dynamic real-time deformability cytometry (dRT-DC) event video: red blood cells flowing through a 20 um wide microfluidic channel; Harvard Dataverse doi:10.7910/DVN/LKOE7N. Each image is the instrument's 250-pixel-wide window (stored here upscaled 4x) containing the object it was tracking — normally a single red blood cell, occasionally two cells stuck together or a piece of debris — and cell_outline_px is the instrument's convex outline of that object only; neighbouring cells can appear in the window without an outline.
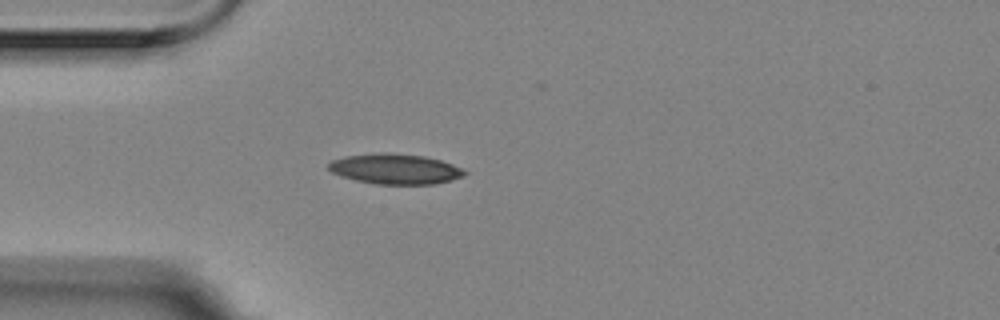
{"species": "Egyptian fruit bat (a non-hibernating species)", "species_latin": "Rousettus aegyptiacus", "temperature_condition": "room temperature", "stored_images_in_passage": 42, "camera_frame_rate_fps": 3000, "um_per_image_px": 0.085, "animal": {"sex": "female"}, "frame": {"image": 1, "passage_image": 1, "time_ms": 0.0, "image_size_px": [1000, 320], "cell_outline_px": [[468, 172], [464, 176], [432, 184], [376, 184], [356, 180], [340, 176], [332, 172], [328, 168], [328, 164], [332, 160], [344, 156], [376, 152], [388, 152], [424, 156], [440, 160], [452, 164]], "centroid_in_image_um": [33.55, 14.35], "position_along_channel_um": 51.5, "area_um2": 23.99}}
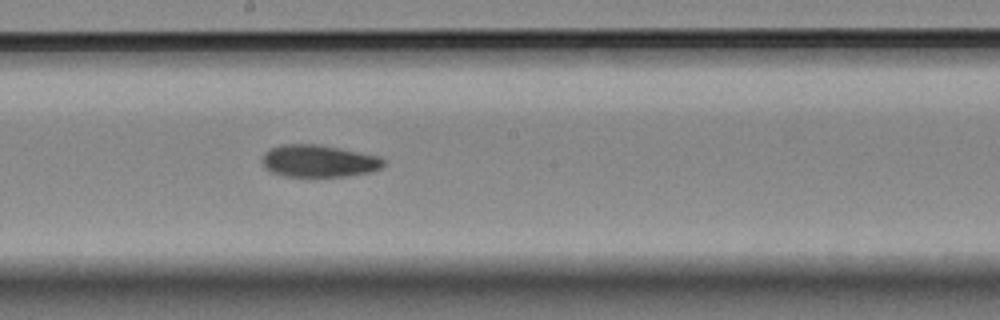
{"frame": {"image": 2, "passage_image": 16, "time_ms": 5.0, "image_size_px": [1000, 320], "cell_outline_px": [[384, 164], [380, 168], [368, 172], [348, 176], [284, 176], [272, 172], [260, 160], [264, 152], [280, 144], [320, 144], [380, 156], [384, 160]], "centroid_in_image_um": [27.08, 13.67], "position_along_channel_um": 221.1, "area_um2": 22.72}}
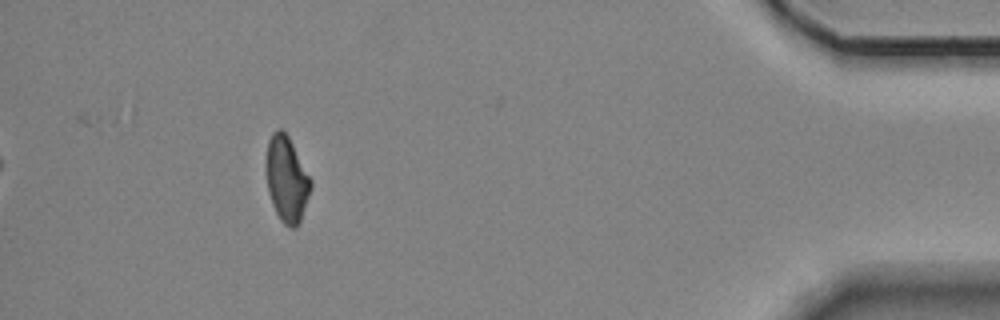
{"frame": {"image": 3, "passage_image": 37, "time_ms": 12.0, "image_size_px": [1000, 320], "cell_outline_px": [[312, 184], [300, 224], [296, 228], [292, 228], [284, 224], [280, 220], [272, 204], [268, 192], [264, 168], [264, 164], [268, 140], [272, 132], [276, 128], [280, 128], [288, 136], [312, 180]], "centroid_in_image_um": [24.34, 15.22], "position_along_channel_um": 410.9, "area_um2": 22.66}, "authors_computed_cell_mechanics": {"area_um2": 22.831, "velocity_mm_per_s": 3.5353, "shape_relaxation_time_tau1_ms": 9.1905, "shape_relaxation_time_tau2_ms": null, "deformation_change_tau1": 0.1831, "deformation_change_tau2": null}}